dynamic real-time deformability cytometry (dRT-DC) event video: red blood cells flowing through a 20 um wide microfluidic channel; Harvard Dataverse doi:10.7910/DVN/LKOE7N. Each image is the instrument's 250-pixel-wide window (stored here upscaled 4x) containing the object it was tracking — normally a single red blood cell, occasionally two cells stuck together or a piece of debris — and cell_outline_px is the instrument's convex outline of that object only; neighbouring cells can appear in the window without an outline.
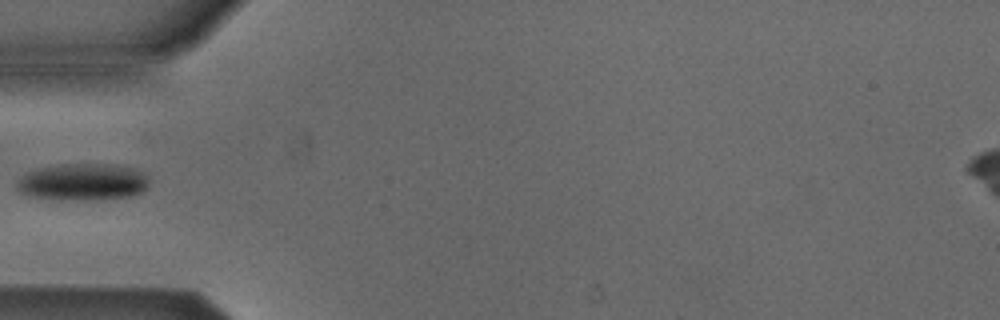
{"species": "Egyptian fruit bat (a non-hibernating species)", "species_latin": "Rousettus aegyptiacus", "temperature_condition": "cold", "stored_images_in_passage": 3, "camera_frame_rate_fps": 3000, "um_per_image_px": 0.085, "animal": {"sex": "male"}, "frame": {"image": 1, "passage_image": 3, "time_ms": 0.667, "image_size_px": [1000, 320], "cell_outline_px": [[148, 184], [140, 192], [132, 196], [104, 200], [56, 200], [28, 196], [20, 192], [16, 188], [16, 180], [28, 172], [40, 168], [60, 164], [116, 164], [132, 168], [148, 176]], "centroid_in_image_um": [7.0, 15.49], "position_along_channel_um": 78.0, "area_um2": 28.84}}